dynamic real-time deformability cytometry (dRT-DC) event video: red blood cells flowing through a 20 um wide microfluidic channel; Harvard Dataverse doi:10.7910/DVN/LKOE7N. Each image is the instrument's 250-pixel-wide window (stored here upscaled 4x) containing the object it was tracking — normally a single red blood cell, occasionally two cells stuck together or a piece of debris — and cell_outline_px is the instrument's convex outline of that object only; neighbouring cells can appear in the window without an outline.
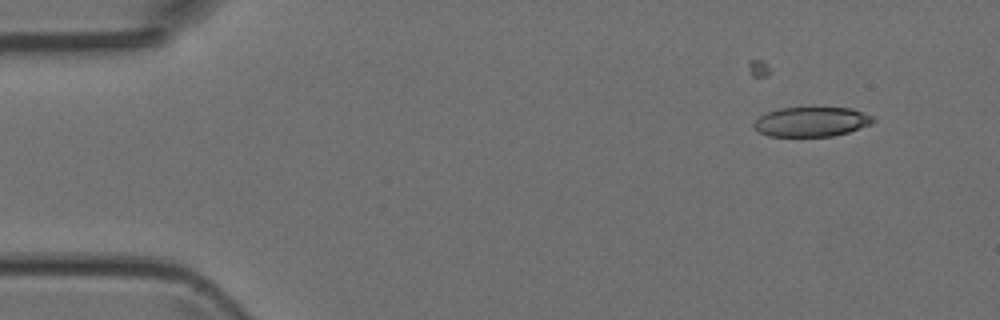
{"species": "Egyptian fruit bat (a non-hibernating species)", "species_latin": "Rousettus aegyptiacus", "temperature_condition": "room temperature", "stored_images_in_passage": 4, "camera_frame_rate_fps": 3000, "um_per_image_px": 0.085, "animal": {"sex": "female"}, "frame": {"image": 1, "passage_image": 1, "time_ms": 0.0, "image_size_px": [1000, 320], "cell_outline_px": [[876, 120], [872, 124], [848, 132], [832, 136], [768, 136], [760, 132], [752, 124], [760, 116], [768, 112], [780, 108], [852, 108], [872, 116]], "centroid_in_image_um": [69.0, 10.35], "position_along_channel_um": 16.0, "area_um2": 20.4}}
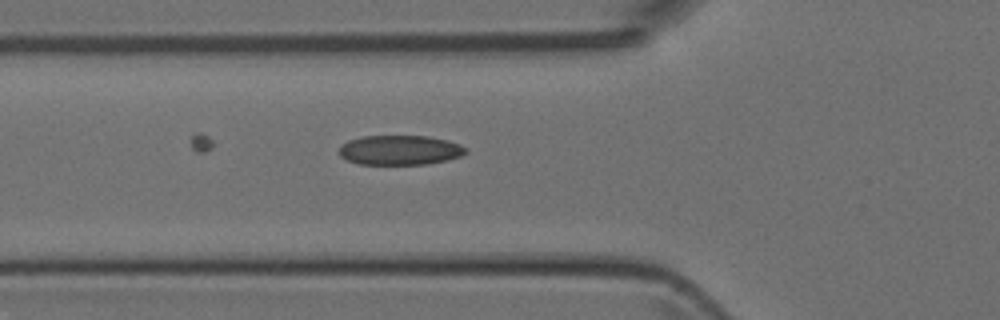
{"frame": {"image": 2, "passage_image": 4, "time_ms": 4.333, "image_size_px": [1000, 320], "cell_outline_px": [[468, 152], [460, 156], [448, 160], [428, 164], [360, 164], [348, 160], [340, 156], [340, 144], [348, 140], [364, 136], [428, 136], [448, 140], [460, 144], [468, 148]], "centroid_in_image_um": [34.03, 12.75], "position_along_channel_um": 91.8, "area_um2": 22.02}}